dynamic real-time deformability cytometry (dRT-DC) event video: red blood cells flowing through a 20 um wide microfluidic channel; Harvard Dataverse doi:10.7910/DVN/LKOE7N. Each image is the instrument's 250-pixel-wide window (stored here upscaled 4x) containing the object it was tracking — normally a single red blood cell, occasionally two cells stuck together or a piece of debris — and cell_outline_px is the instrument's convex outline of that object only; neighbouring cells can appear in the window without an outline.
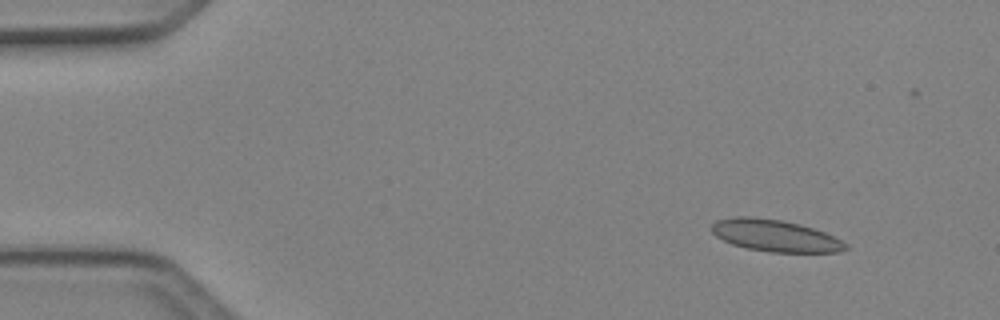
{"species": "Egyptian fruit bat (a non-hibernating species)", "species_latin": "Rousettus aegyptiacus", "temperature_condition": "cold", "stored_images_in_passage": 2, "camera_frame_rate_fps": 3000, "um_per_image_px": 0.085, "animal": {"sex": "female"}, "frame": {"image": 1, "passage_image": 2, "time_ms": 0.333, "image_size_px": [1000, 320], "cell_outline_px": [[848, 248], [840, 252], [768, 252], [748, 248], [732, 244], [716, 236], [708, 228], [716, 220], [736, 216], [748, 216], [780, 220], [800, 224], [824, 232], [848, 244]], "centroid_in_image_um": [65.85, 20.03], "position_along_channel_um": 19.1, "area_um2": 24.8}}